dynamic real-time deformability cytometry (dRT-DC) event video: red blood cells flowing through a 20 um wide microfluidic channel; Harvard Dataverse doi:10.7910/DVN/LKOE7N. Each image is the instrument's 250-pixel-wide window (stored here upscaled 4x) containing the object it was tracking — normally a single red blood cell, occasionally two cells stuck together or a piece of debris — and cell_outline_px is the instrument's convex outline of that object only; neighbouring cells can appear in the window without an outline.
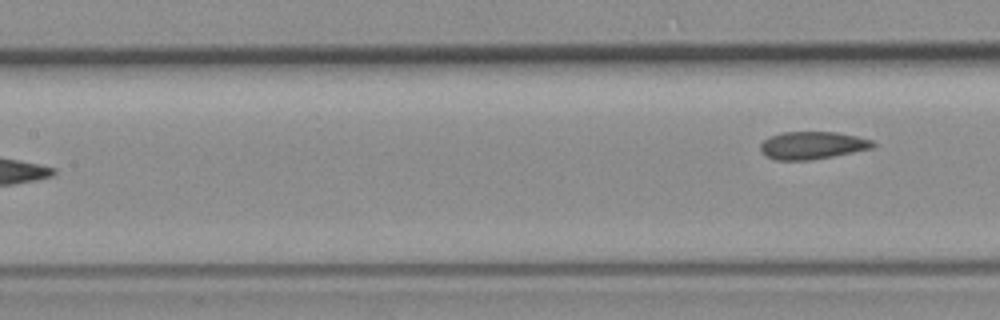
{"species": "common noctule bat (a hibernating species)", "species_latin": "Nyctalus noctula", "temperature_condition": "room temperature", "stored_images_in_passage": 7, "camera_frame_rate_fps": 3000, "um_per_image_px": 0.085, "animal": {"sex": "female", "body_mass_g": 19.3, "forearm_length_mm": 54.1}, "frame": {"image": 1, "passage_image": 7, "time_ms": 7.333, "image_size_px": [1000, 320], "cell_outline_px": [[876, 144], [872, 148], [812, 160], [776, 160], [764, 156], [760, 152], [760, 144], [768, 136], [784, 132], [836, 132], [856, 136], [872, 140]], "centroid_in_image_um": [68.99, 12.36], "position_along_channel_um": 138.4, "area_um2": 18.15}}